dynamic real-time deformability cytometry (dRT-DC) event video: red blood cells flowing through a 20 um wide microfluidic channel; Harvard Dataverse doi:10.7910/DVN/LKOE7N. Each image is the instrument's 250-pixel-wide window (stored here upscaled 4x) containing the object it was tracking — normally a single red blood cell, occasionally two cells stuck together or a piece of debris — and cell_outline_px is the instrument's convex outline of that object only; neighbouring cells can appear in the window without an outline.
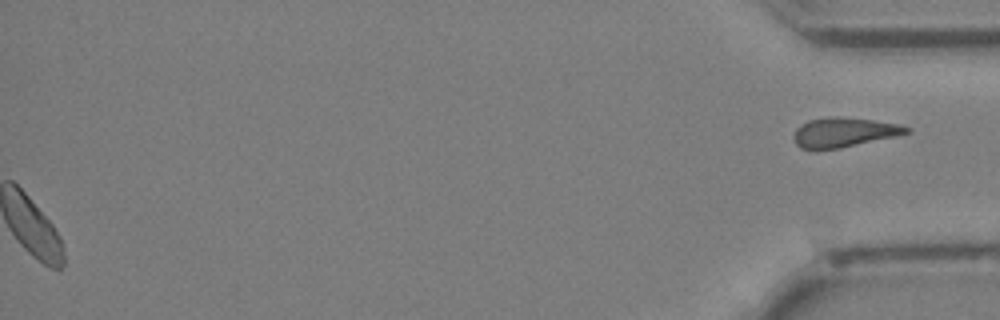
{"species": "Egyptian fruit bat (a non-hibernating species)", "species_latin": "Rousettus aegyptiacus", "temperature_condition": "cold", "stored_images_in_passage": 43, "segment_of_instrument_passage": [2, 2], "camera_frame_rate_fps": 3000, "um_per_image_px": 0.085, "animal": {"sex": "female"}, "frame": {"image": 1, "passage_image": 43, "time_ms": 14.0, "image_size_px": [1000, 320], "cell_outline_px": [[912, 132], [896, 136], [840, 148], [816, 152], [800, 148], [796, 144], [792, 136], [796, 128], [800, 124], [808, 120], [828, 116], [832, 116], [872, 120], [900, 124], [912, 128]], "centroid_in_image_um": [71.68, 11.27], "position_along_channel_um": 363.5, "area_um2": 19.94}}